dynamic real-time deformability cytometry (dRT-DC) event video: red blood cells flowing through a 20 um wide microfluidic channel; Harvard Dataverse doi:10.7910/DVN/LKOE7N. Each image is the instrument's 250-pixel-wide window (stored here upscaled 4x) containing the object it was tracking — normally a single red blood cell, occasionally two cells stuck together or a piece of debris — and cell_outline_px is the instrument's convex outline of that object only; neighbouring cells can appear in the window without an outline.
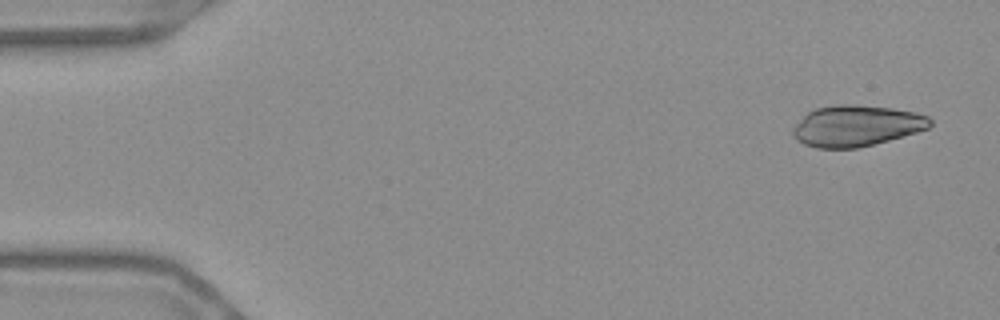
{"species": "Egyptian fruit bat (a non-hibernating species)", "species_latin": "Rousettus aegyptiacus", "temperature_condition": "warm", "stored_images_in_passage": 53, "camera_frame_rate_fps": 3000, "um_per_image_px": 0.085, "frame": {"image": 1, "passage_image": 1, "time_ms": 0.0, "image_size_px": [1000, 320], "cell_outline_px": [[932, 124], [928, 128], [916, 132], [888, 140], [856, 148], [816, 148], [804, 144], [796, 140], [792, 132], [792, 128], [808, 112], [816, 108], [836, 104], [856, 104], [892, 108], [916, 112], [928, 116], [932, 120]], "centroid_in_image_um": [72.79, 10.68], "position_along_channel_um": 12.2, "area_um2": 32.77}}
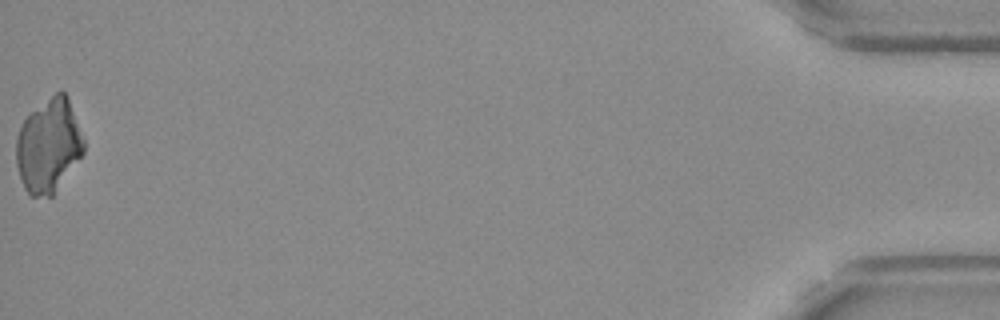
{"frame": {"image": 2, "passage_image": 53, "time_ms": 17.333, "image_size_px": [1000, 320], "cell_outline_px": [[84, 152], [52, 196], [28, 196], [24, 188], [16, 164], [16, 140], [20, 128], [24, 120], [32, 112], [56, 92], [64, 92], [68, 96], [84, 140]], "centroid_in_image_um": [4.13, 12.41], "position_along_channel_um": 431.1, "area_um2": 36.41}}